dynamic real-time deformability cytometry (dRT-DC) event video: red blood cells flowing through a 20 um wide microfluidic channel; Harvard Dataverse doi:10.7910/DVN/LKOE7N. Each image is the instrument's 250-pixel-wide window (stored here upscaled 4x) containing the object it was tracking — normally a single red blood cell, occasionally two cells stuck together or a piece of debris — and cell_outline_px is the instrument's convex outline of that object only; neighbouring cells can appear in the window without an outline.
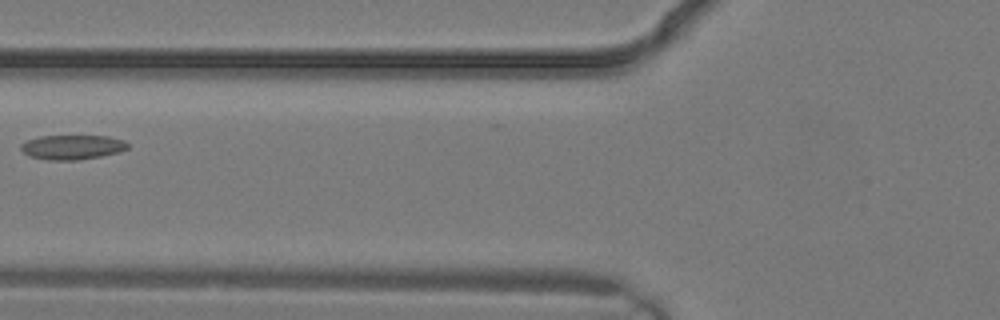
{"species": "common noctule bat (a hibernating species)", "species_latin": "Nyctalus noctula", "temperature_condition": "warm", "stored_images_in_passage": 3, "camera_frame_rate_fps": 3000, "um_per_image_px": 0.085, "animal": {"sex": "male", "body_mass_g": 19.2, "forearm_length_mm": 51.8}, "frame": {"image": 1, "passage_image": 3, "time_ms": 0.667, "image_size_px": [1000, 320], "cell_outline_px": [[128, 148], [116, 152], [100, 156], [76, 160], [48, 160], [28, 156], [20, 148], [20, 144], [28, 140], [40, 136], [108, 136], [124, 140], [128, 144]], "centroid_in_image_um": [6.11, 12.5], "position_along_channel_um": 119.7, "area_um2": 15.14}}